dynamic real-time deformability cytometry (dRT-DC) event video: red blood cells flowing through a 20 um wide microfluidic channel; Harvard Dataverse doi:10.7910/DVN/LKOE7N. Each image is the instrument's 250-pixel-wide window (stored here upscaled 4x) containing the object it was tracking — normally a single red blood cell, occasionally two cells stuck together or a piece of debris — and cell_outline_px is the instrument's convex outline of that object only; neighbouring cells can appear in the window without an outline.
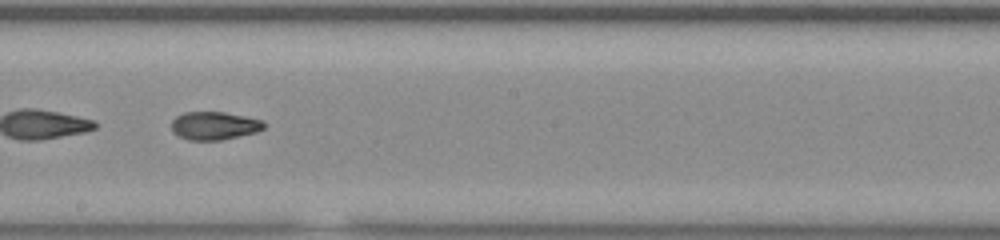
{"species": "common noctule bat (a hibernating species)", "species_latin": "Nyctalus noctula", "temperature_condition": "room temperature", "stored_images_in_passage": 47, "segment_of_instrument_passage": [2, 2], "camera_frame_rate_fps": 3000, "um_per_image_px": 0.085, "animal": {"sex": "male", "body_mass_g": 20.0, "forearm_length_mm": 53.3}, "frame": {"image": 1, "passage_image": 25, "time_ms": 8.0, "image_size_px": [1000, 240], "cell_outline_px": [[264, 128], [256, 132], [220, 140], [188, 140], [172, 132], [172, 120], [176, 116], [184, 112], [224, 112], [264, 120]], "centroid_in_image_um": [18.2, 10.68], "position_along_channel_um": 230.0, "area_um2": 15.09}}
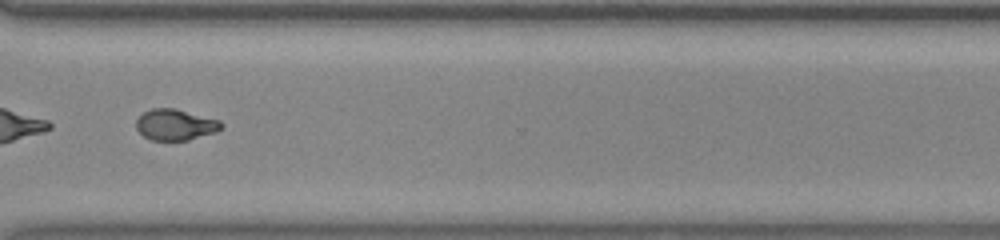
{"frame": {"image": 2, "passage_image": 35, "time_ms": 11.333, "image_size_px": [1000, 240], "cell_outline_px": [[224, 128], [216, 132], [188, 140], [152, 140], [144, 136], [136, 128], [136, 120], [144, 112], [152, 108], [176, 108], [220, 120], [224, 124]], "centroid_in_image_um": [14.94, 10.59], "position_along_channel_um": 355.7, "area_um2": 15.49}}